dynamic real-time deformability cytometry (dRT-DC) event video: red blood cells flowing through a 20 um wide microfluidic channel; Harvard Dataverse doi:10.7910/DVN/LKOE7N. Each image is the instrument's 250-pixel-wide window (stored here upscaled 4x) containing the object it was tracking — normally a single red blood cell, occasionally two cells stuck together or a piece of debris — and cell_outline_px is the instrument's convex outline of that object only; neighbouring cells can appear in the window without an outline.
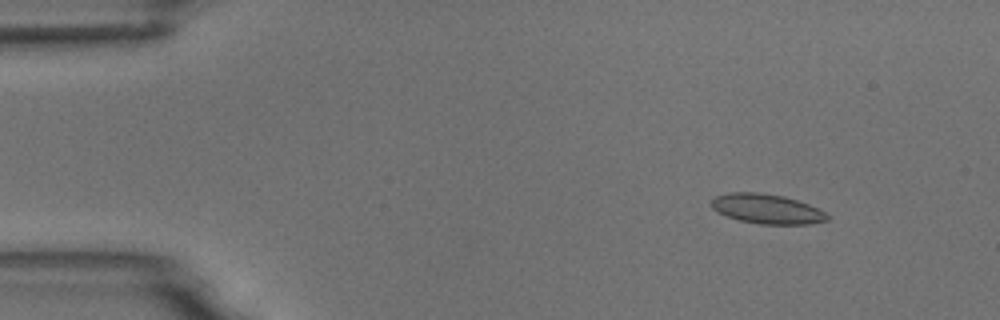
{"species": "common noctule bat (a hibernating species)", "species_latin": "Nyctalus noctula", "temperature_condition": "room temperature", "stored_images_in_passage": 6, "camera_frame_rate_fps": 3000, "um_per_image_px": 0.085, "animal": {"sex": "male", "body_mass_g": 18.8}, "frame": {"image": 1, "passage_image": 2, "time_ms": 1.0, "image_size_px": [1000, 320], "cell_outline_px": [[828, 220], [808, 224], [760, 224], [740, 220], [716, 212], [712, 208], [712, 200], [716, 196], [732, 192], [760, 192], [784, 196], [808, 204], [824, 212], [828, 216]], "centroid_in_image_um": [65.17, 17.75], "position_along_channel_um": 19.8, "area_um2": 19.83}}
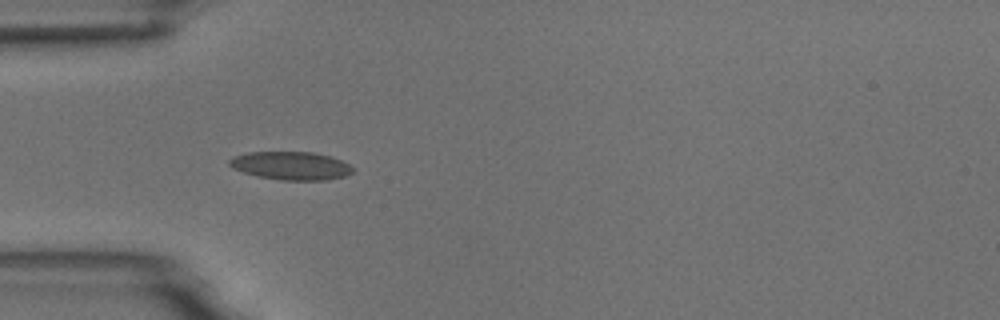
{"frame": {"image": 2, "passage_image": 5, "time_ms": 4.333, "image_size_px": [1000, 320], "cell_outline_px": [[356, 168], [352, 172], [344, 176], [328, 180], [280, 180], [256, 176], [232, 168], [228, 164], [228, 160], [232, 156], [248, 152], [312, 152], [328, 156], [340, 160]], "centroid_in_image_um": [24.7, 14.09], "position_along_channel_um": 60.3, "area_um2": 20.35}}